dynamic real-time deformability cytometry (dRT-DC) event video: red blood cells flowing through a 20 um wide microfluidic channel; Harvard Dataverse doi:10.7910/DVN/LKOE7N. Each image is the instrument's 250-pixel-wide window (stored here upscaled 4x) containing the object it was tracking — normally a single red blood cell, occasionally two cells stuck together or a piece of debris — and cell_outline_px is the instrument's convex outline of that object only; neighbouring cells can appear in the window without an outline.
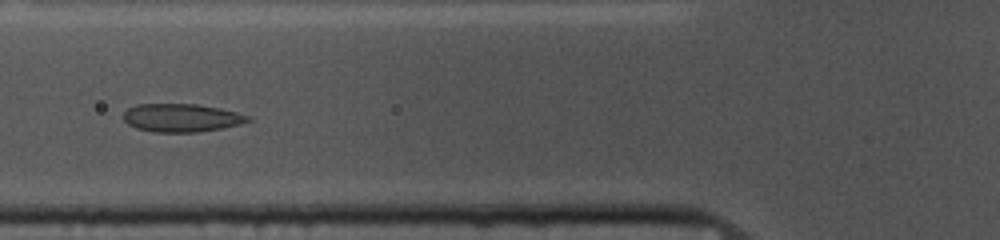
{"species": "common noctule bat (a hibernating species)", "species_latin": "Nyctalus noctula", "temperature_condition": "cold", "stored_images_in_passage": 39, "camera_frame_rate_fps": 3000, "um_per_image_px": 0.085, "animal": {"sex": "female", "body_mass_g": 10.0, "forearm_length_mm": 53.1}, "frame": {"image": 1, "passage_image": 6, "time_ms": 1.667, "image_size_px": [1000, 240], "cell_outline_px": [[252, 120], [240, 124], [220, 128], [196, 132], [152, 132], [136, 128], [128, 124], [124, 120], [124, 112], [128, 108], [136, 104], [196, 104], [220, 108], [252, 116]], "centroid_in_image_um": [15.43, 10.01], "position_along_channel_um": 110.4, "area_um2": 20.46}}
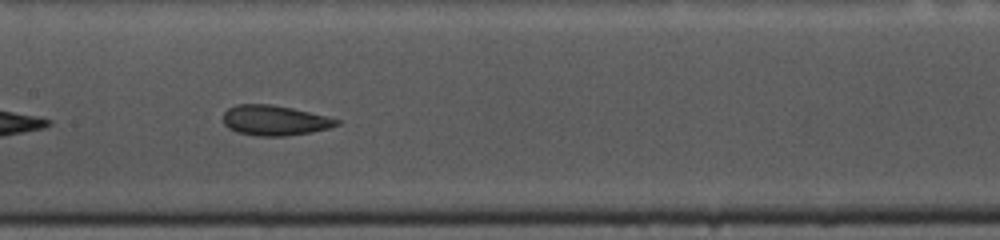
{"frame": {"image": 2, "passage_image": 12, "time_ms": 3.667, "image_size_px": [1000, 240], "cell_outline_px": [[340, 124], [328, 128], [312, 132], [284, 136], [256, 136], [236, 132], [228, 128], [224, 124], [224, 112], [228, 108], [236, 104], [272, 104], [292, 108], [328, 116], [340, 120]], "centroid_in_image_um": [23.34, 10.23], "position_along_channel_um": 184.1, "area_um2": 20.06}, "authors_computed_cell_mechanics": {"area_um2": 19.7676, "velocity_mm_per_s": 3.6859, "shape_relaxation_time_tau1_ms": 4.1401, "shape_relaxation_time_tau2_ms": 1.6811, "deformation_change_tau1": 0.129, "deformation_change_tau2": 0.0958}}